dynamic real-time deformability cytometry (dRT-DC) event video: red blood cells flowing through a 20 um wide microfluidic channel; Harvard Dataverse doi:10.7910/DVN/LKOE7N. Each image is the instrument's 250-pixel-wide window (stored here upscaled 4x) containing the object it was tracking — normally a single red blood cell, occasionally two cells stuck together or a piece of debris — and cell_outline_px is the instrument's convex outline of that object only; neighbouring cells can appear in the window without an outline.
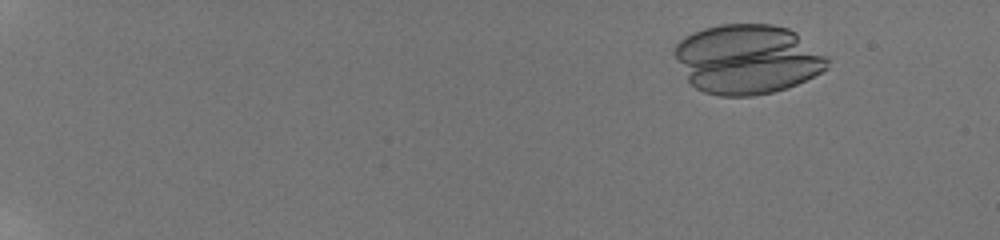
{"species": "human", "species_latin": "Homo sapiens", "temperature_condition": "room temperature", "stored_images_in_passage": 17, "camera_frame_rate_fps": 3000, "um_per_image_px": 0.085, "donor": {"sex": "male"}, "frame": {"image": 1, "passage_image": 5, "time_ms": 2.667, "image_size_px": [1000, 240], "cell_outline_px": [[828, 68], [788, 88], [772, 92], [752, 96], [720, 96], [704, 92], [696, 88], [688, 80], [672, 52], [676, 44], [684, 36], [692, 32], [704, 28], [720, 24], [772, 24], [788, 28], [796, 32], [824, 56], [828, 60]], "centroid_in_image_um": [63.48, 5.03], "position_along_channel_um": 21.5, "area_um2": 61.67}}
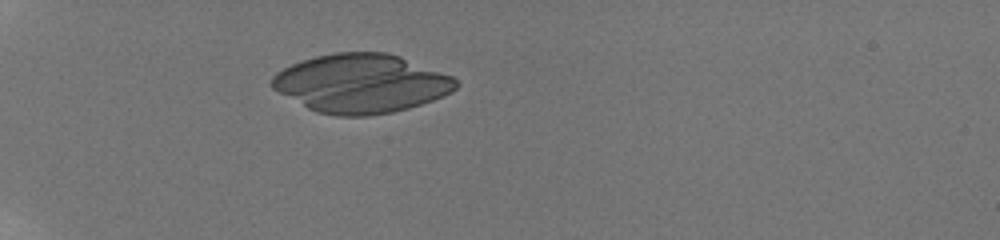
{"frame": {"image": 2, "passage_image": 13, "time_ms": 7.0, "image_size_px": [1000, 240], "cell_outline_px": [[460, 84], [452, 92], [444, 96], [408, 108], [392, 112], [368, 116], [336, 116], [316, 112], [308, 108], [272, 88], [268, 84], [272, 76], [276, 72], [292, 64], [316, 56], [332, 52], [388, 52], [400, 56], [452, 76]], "centroid_in_image_um": [30.69, 7.09], "position_along_channel_um": 54.3, "area_um2": 63.06}}